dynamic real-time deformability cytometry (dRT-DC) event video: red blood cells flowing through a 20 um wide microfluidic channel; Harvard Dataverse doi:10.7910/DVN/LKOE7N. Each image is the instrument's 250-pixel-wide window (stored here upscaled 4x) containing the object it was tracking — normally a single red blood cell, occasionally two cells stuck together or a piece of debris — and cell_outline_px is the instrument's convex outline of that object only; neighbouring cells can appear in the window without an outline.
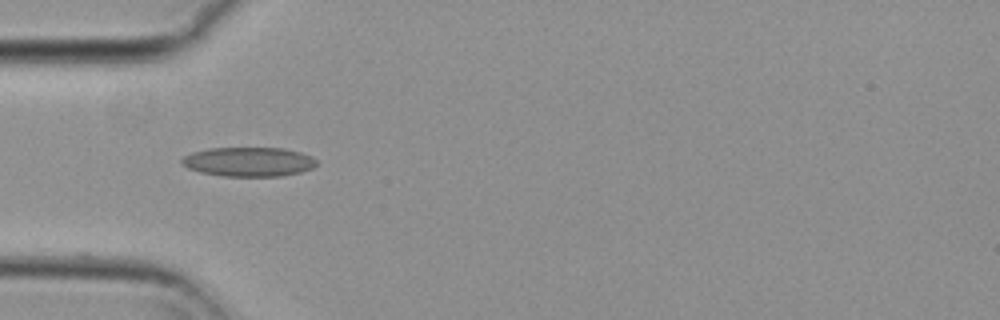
{"species": "common noctule bat (a hibernating species)", "species_latin": "Nyctalus noctula", "temperature_condition": "cold", "stored_images_in_passage": 6, "camera_frame_rate_fps": 3000, "um_per_image_px": 0.085, "animal": {"sex": "female", "body_mass_g": 29.2, "forearm_length_mm": 56.3}, "frame": {"image": 1, "passage_image": 1, "time_ms": 0.0, "image_size_px": [1000, 320], "cell_outline_px": [[316, 164], [312, 168], [300, 172], [280, 176], [224, 176], [200, 172], [188, 168], [180, 164], [180, 160], [184, 156], [192, 152], [208, 148], [284, 148], [300, 152], [312, 156], [316, 160]], "centroid_in_image_um": [21.11, 13.75], "position_along_channel_um": 63.9, "area_um2": 23.06}}
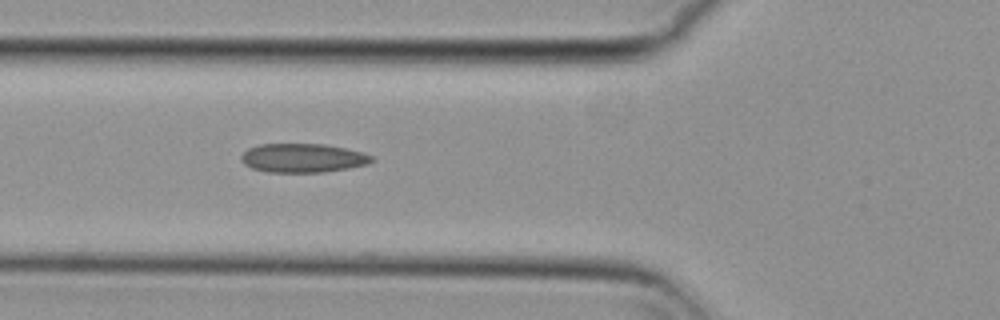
{"frame": {"image": 2, "passage_image": 4, "time_ms": 1.0, "image_size_px": [1000, 320], "cell_outline_px": [[376, 160], [368, 164], [348, 168], [324, 172], [268, 172], [252, 168], [244, 164], [240, 160], [240, 156], [248, 148], [260, 144], [324, 144], [364, 152], [372, 156]], "centroid_in_image_um": [25.75, 13.43], "position_along_channel_um": 100.1, "area_um2": 22.08}}